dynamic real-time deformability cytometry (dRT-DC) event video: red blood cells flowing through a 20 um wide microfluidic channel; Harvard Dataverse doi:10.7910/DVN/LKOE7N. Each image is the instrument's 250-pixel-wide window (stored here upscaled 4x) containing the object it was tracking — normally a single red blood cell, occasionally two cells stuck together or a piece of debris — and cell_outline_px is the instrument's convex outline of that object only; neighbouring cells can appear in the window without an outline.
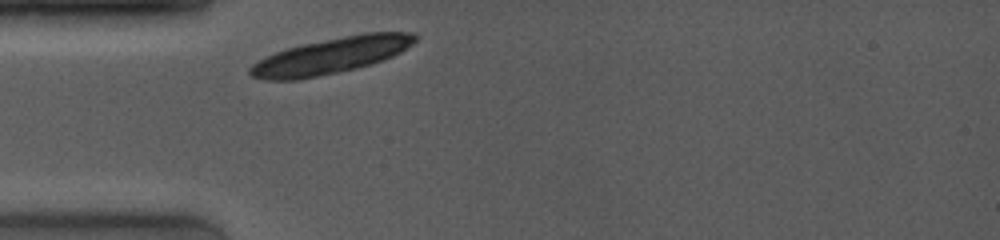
{"species": "common noctule bat (a hibernating species)", "species_latin": "Nyctalus noctula", "temperature_condition": "room temperature", "stored_images_in_passage": 1, "camera_frame_rate_fps": 4000, "um_per_image_px": 0.085, "animal": {"sex": "female", "body_mass_g": 19.0, "forearm_length_mm": 53.3}, "frame": {"image": 1, "passage_image": 1, "time_ms": 0.0, "image_size_px": [1000, 240], "cell_outline_px": [[420, 36], [412, 44], [400, 52], [392, 56], [356, 68], [340, 72], [300, 80], [264, 80], [252, 76], [248, 72], [248, 68], [252, 64], [276, 52], [288, 48], [304, 44], [364, 32], [412, 32]], "centroid_in_image_um": [28.15, 4.74], "position_along_channel_um": 56.9, "area_um2": 34.33}}